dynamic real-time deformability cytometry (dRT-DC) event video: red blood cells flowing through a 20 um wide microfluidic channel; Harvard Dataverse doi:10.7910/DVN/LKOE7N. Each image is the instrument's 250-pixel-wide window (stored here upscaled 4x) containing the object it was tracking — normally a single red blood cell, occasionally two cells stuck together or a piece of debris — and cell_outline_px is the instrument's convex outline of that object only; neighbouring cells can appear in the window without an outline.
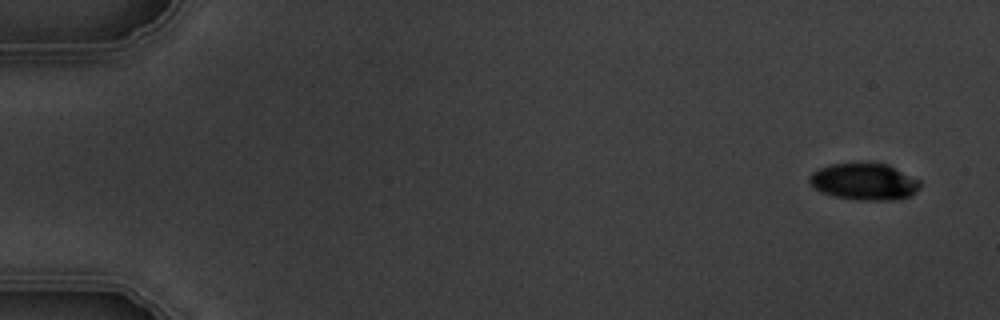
{"species": "common noctule bat (a hibernating species)", "species_latin": "Nyctalus noctula", "temperature_condition": "warm", "stored_images_in_passage": 5, "camera_frame_rate_fps": 3000, "um_per_image_px": 0.085, "animal": {"sex": "male", "body_mass_g": 19.5, "forearm_length_mm": 54.6}, "frame": {"image": 1, "passage_image": 1, "time_ms": 0.0, "image_size_px": [1000, 320], "cell_outline_px": [[920, 188], [912, 196], [900, 200], [860, 200], [836, 196], [820, 192], [808, 180], [812, 172], [816, 168], [828, 164], [888, 164], [920, 180]], "centroid_in_image_um": [73.49, 15.45], "position_along_channel_um": 11.5, "area_um2": 23.7}}
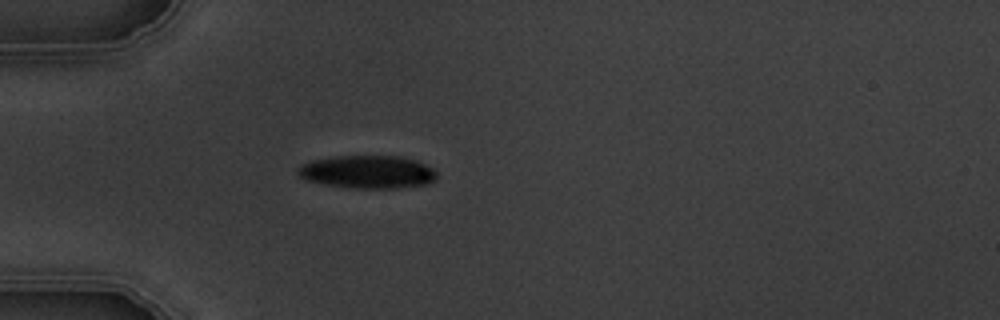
{"frame": {"image": 2, "passage_image": 5, "time_ms": 4.667, "image_size_px": [1000, 320], "cell_outline_px": [[436, 180], [428, 184], [396, 188], [348, 188], [308, 180], [300, 176], [296, 172], [296, 168], [300, 164], [312, 160], [332, 156], [400, 156], [416, 160], [432, 168], [436, 172]], "centroid_in_image_um": [31.24, 14.61], "position_along_channel_um": 53.8, "area_um2": 26.76}}